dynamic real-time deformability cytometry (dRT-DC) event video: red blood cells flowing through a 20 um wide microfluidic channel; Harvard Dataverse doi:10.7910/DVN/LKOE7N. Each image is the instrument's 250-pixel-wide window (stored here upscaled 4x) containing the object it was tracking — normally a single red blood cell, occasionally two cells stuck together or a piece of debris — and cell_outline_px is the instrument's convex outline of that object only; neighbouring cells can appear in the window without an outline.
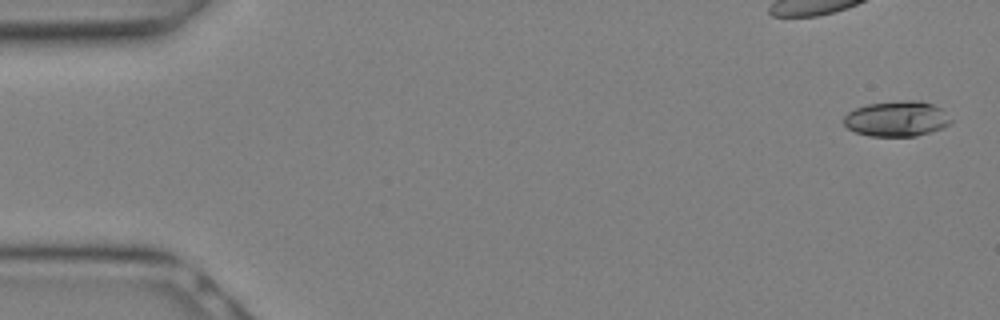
{"species": "Egyptian fruit bat (a non-hibernating species)", "species_latin": "Rousettus aegyptiacus", "temperature_condition": "warm", "stored_images_in_passage": 12, "camera_frame_rate_fps": 3000, "um_per_image_px": 0.085, "animal": {"sex": "female"}, "frame": {"image": 1, "passage_image": 1, "time_ms": 0.0, "image_size_px": [1000, 320], "cell_outline_px": [[952, 120], [944, 128], [916, 136], [868, 136], [856, 132], [848, 128], [844, 124], [844, 116], [848, 112], [856, 108], [868, 104], [904, 100], [920, 100], [932, 104], [940, 108]], "centroid_in_image_um": [76.22, 10.09], "position_along_channel_um": 8.8, "area_um2": 22.02}}
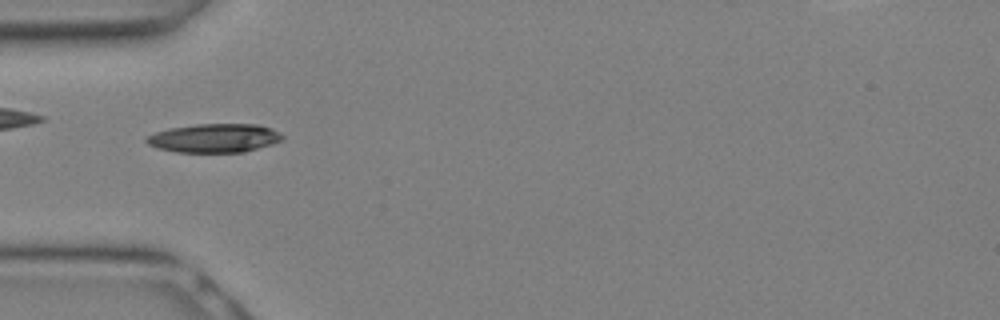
{"frame": {"image": 2, "passage_image": 9, "time_ms": 2.667, "image_size_px": [1000, 320], "cell_outline_px": [[284, 136], [280, 140], [272, 144], [244, 152], [176, 152], [156, 148], [148, 144], [144, 140], [144, 136], [168, 128], [196, 124], [256, 124], [272, 128], [280, 132]], "centroid_in_image_um": [18.18, 11.73], "position_along_channel_um": 66.8, "area_um2": 22.95}}
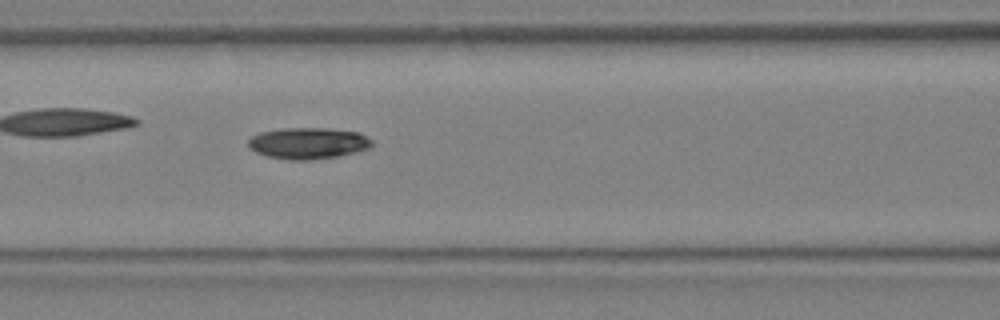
{"frame": {"image": 3, "passage_image": 12, "time_ms": 3.667, "image_size_px": [1000, 320], "cell_outline_px": [[372, 148], [340, 156], [312, 160], [288, 160], [268, 156], [256, 152], [248, 148], [248, 140], [252, 136], [260, 132], [280, 128], [328, 128], [360, 132], [372, 140]], "centroid_in_image_um": [26.21, 12.17], "position_along_channel_um": 140.4, "area_um2": 22.95}}